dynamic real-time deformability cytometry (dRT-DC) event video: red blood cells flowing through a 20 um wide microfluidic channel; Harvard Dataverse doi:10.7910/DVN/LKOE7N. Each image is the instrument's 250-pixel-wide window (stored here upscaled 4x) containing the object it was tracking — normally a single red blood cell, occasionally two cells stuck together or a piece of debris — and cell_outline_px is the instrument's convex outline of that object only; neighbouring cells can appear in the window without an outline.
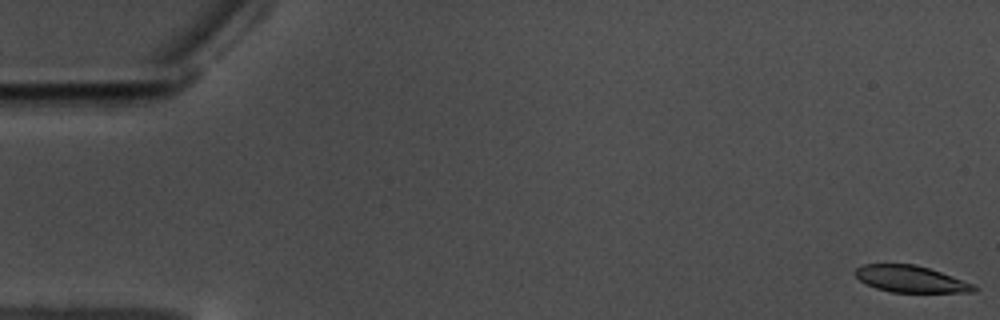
{"species": "common noctule bat (a hibernating species)", "species_latin": "Nyctalus noctula", "temperature_condition": "warm", "stored_images_in_passage": 59, "camera_frame_rate_fps": 3000, "um_per_image_px": 0.085, "animal": {"sex": "male", "body_mass_g": 17.5, "forearm_length_mm": 52.3}, "frame": {"image": 1, "passage_image": 1, "time_ms": 0.0, "image_size_px": [1000, 320], "cell_outline_px": [[980, 288], [976, 292], [892, 292], [876, 288], [860, 280], [852, 272], [856, 268], [864, 264], [916, 264], [940, 272], [972, 284]], "centroid_in_image_um": [77.39, 23.72], "position_along_channel_um": 7.6, "area_um2": 18.26}}
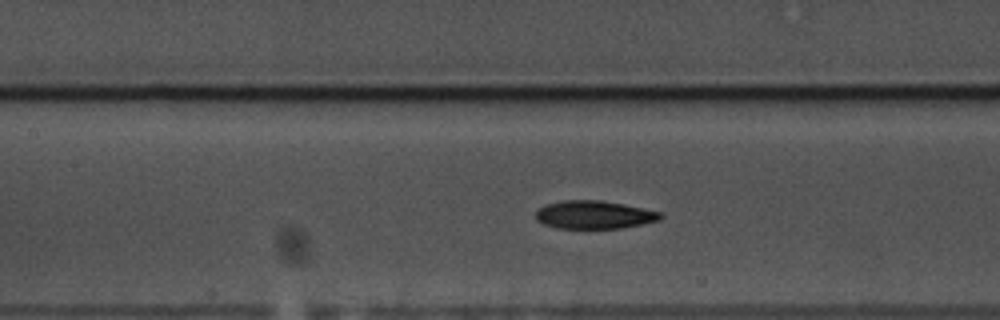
{"frame": {"image": 2, "passage_image": 27, "time_ms": 8.667, "image_size_px": [1000, 320], "cell_outline_px": [[664, 216], [660, 220], [644, 224], [620, 228], [556, 228], [544, 224], [536, 220], [536, 212], [540, 208], [548, 204], [564, 200], [600, 200], [624, 204], [664, 212]], "centroid_in_image_um": [50.57, 18.25], "position_along_channel_um": 156.8, "area_um2": 20.52}}
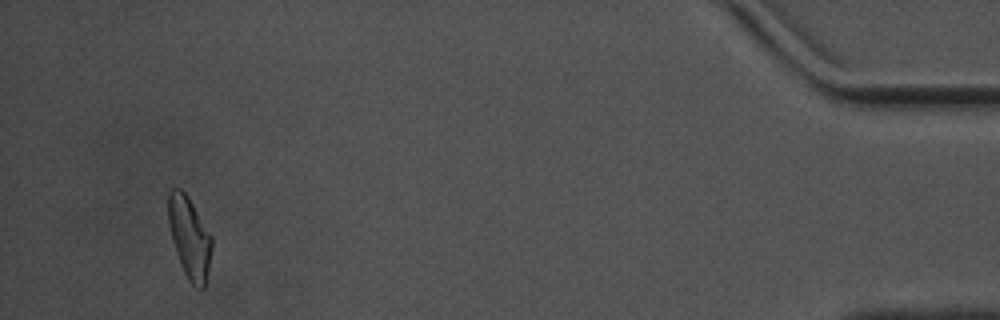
{"frame": {"image": 3, "passage_image": 56, "time_ms": 18.333, "image_size_px": [1000, 320], "cell_outline_px": [[212, 248], [204, 288], [200, 288], [192, 284], [188, 280], [184, 272], [176, 252], [172, 240], [168, 220], [168, 192], [172, 188], [180, 188], [188, 196], [212, 236]], "centroid_in_image_um": [16.1, 20.15], "position_along_channel_um": 419.1, "area_um2": 20.46}, "authors_computed_cell_mechanics": {"area_um2": 20.6346, "velocity_mm_per_s": 3.4974, "shape_relaxation_time_tau1_ms": 5.0833, "shape_relaxation_time_tau2_ms": 5.0558, "deformation_change_tau1": 0.1655, "deformation_change_tau2": 0.1084}}